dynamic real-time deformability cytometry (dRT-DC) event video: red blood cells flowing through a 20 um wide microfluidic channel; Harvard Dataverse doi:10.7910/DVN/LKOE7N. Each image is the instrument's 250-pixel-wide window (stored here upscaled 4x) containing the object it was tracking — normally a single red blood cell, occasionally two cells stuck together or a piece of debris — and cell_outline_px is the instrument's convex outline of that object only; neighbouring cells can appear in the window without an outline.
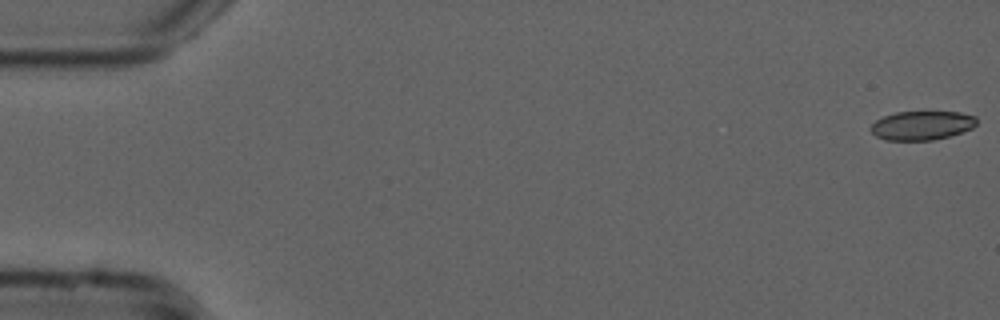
{"species": "common noctule bat (a hibernating species)", "species_latin": "Nyctalus noctula", "temperature_condition": "cold", "stored_images_in_passage": 54, "camera_frame_rate_fps": 3000, "um_per_image_px": 0.085, "animal": {"sex": "male", "forearm_length_mm": 52.5}, "frame": {"image": 1, "passage_image": 1, "time_ms": 0.0, "image_size_px": [1000, 320], "cell_outline_px": [[976, 124], [972, 128], [948, 136], [932, 140], [884, 140], [876, 136], [868, 128], [876, 120], [884, 116], [896, 112], [960, 112], [976, 116]], "centroid_in_image_um": [78.33, 10.66], "position_along_channel_um": 6.7, "area_um2": 17.8}}
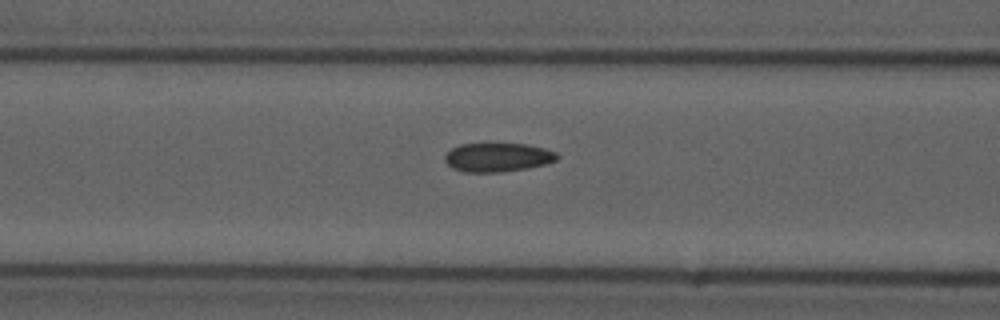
{"frame": {"image": 2, "passage_image": 22, "time_ms": 7.0, "image_size_px": [1000, 320], "cell_outline_px": [[560, 156], [556, 160], [548, 164], [528, 168], [500, 172], [464, 172], [452, 168], [444, 160], [444, 156], [452, 148], [460, 144], [528, 144], [544, 148], [556, 152]], "centroid_in_image_um": [42.33, 13.38], "position_along_channel_um": 124.3, "area_um2": 18.96}}
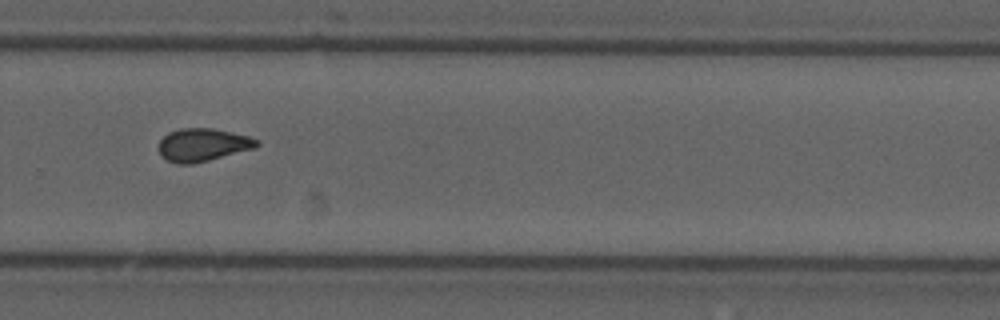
{"frame": {"image": 3, "passage_image": 37, "time_ms": 12.0, "image_size_px": [1000, 320], "cell_outline_px": [[260, 144], [256, 148], [192, 164], [176, 164], [160, 156], [160, 140], [168, 132], [180, 128], [212, 128], [248, 136], [260, 140]], "centroid_in_image_um": [17.25, 12.31], "position_along_channel_um": 312.6, "area_um2": 18.79}, "authors_computed_cell_mechanics": {"area_um2": 18.7272, "velocity_mm_per_s": 3.7744, "shape_relaxation_time_tau1_ms": null, "shape_relaxation_time_tau2_ms": 2.8163, "deformation_change_tau1": null, "deformation_change_tau2": 0.0871}}